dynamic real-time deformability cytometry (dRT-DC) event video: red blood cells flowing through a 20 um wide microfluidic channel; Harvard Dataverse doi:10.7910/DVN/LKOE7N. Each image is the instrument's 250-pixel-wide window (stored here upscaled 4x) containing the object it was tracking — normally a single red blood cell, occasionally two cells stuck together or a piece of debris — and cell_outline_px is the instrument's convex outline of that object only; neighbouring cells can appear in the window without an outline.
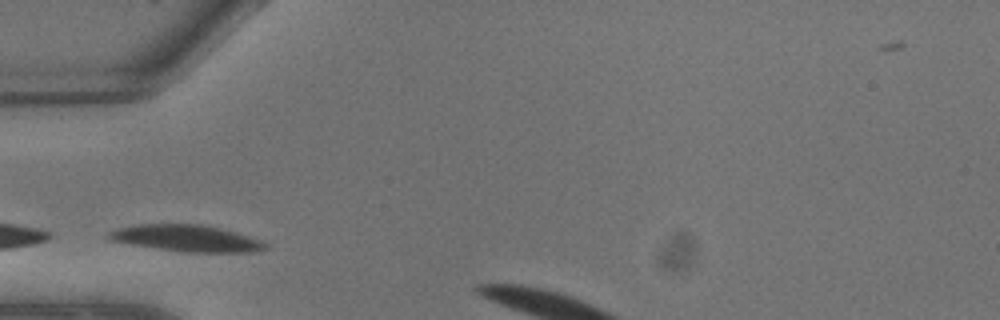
{"species": "common noctule bat (a hibernating species)", "species_latin": "Nyctalus noctula", "temperature_condition": "warm", "stored_images_in_passage": 3, "segment_of_instrument_passage": [1, 2], "camera_frame_rate_fps": 3000, "um_per_image_px": 0.085, "animal": {"sex": "male", "body_mass_g": 13.3}, "frame": {"image": 1, "passage_image": 1, "time_ms": 0.0, "image_size_px": [1000, 320], "cell_outline_px": [[268, 248], [252, 252], [188, 252], [156, 248], [132, 244], [112, 240], [108, 236], [108, 232], [120, 228], [136, 224], [200, 224], [220, 228], [236, 232], [260, 240]], "centroid_in_image_um": [15.87, 20.25], "position_along_channel_um": 69.1, "area_um2": 23.81}}